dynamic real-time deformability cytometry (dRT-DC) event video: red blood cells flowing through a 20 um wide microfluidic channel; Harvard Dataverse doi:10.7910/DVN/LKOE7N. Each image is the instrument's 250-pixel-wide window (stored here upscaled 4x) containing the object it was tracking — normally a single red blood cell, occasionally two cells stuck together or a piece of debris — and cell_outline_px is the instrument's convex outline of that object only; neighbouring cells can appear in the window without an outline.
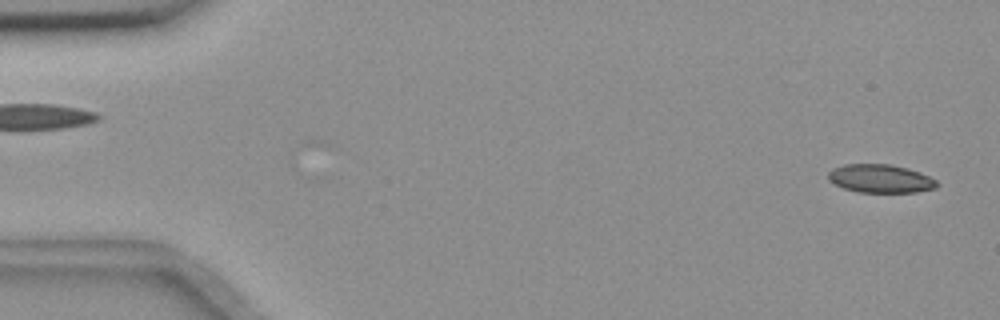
{"species": "common noctule bat (a hibernating species)", "species_latin": "Nyctalus noctula", "temperature_condition": "room temperature", "stored_images_in_passage": 57, "camera_frame_rate_fps": 3000, "um_per_image_px": 0.085, "animal": {"sex": "female", "body_mass_g": 18.4}, "frame": {"image": 1, "passage_image": 3, "time_ms": 0.667, "image_size_px": [1000, 320], "cell_outline_px": [[940, 184], [936, 188], [916, 192], [860, 192], [844, 188], [828, 180], [828, 172], [832, 168], [844, 164], [888, 164], [908, 168], [920, 172], [936, 180]], "centroid_in_image_um": [74.84, 15.17], "position_along_channel_um": 10.2, "area_um2": 17.98}}
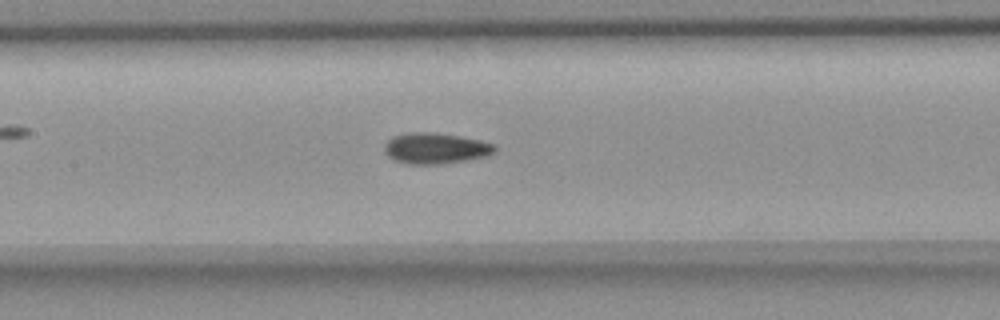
{"frame": {"image": 2, "passage_image": 27, "time_ms": 8.667, "image_size_px": [1000, 320], "cell_outline_px": [[496, 152], [488, 156], [444, 164], [408, 164], [392, 160], [384, 152], [384, 144], [392, 136], [408, 132], [436, 132], [460, 136], [480, 140], [496, 144]], "centroid_in_image_um": [37.02, 12.6], "position_along_channel_um": 170.4, "area_um2": 20.29}}
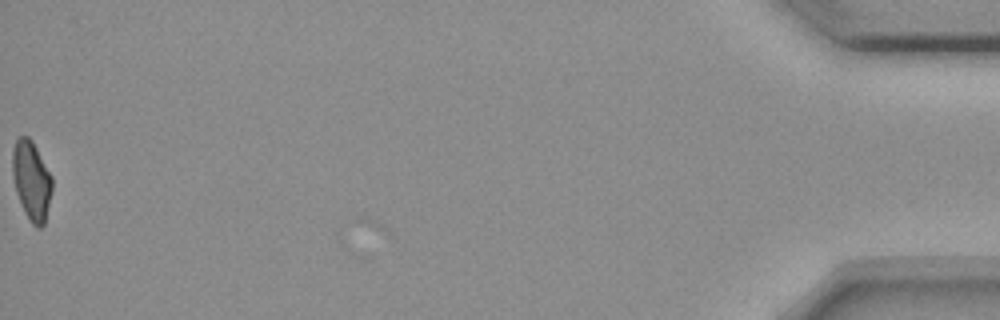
{"frame": {"image": 3, "passage_image": 57, "time_ms": 18.667, "image_size_px": [1000, 320], "cell_outline_px": [[52, 192], [44, 224], [40, 228], [36, 228], [32, 224], [24, 212], [16, 192], [12, 176], [12, 148], [16, 140], [20, 136], [28, 136], [32, 140], [52, 176]], "centroid_in_image_um": [2.67, 15.34], "position_along_channel_um": 432.5, "area_um2": 18.44}}